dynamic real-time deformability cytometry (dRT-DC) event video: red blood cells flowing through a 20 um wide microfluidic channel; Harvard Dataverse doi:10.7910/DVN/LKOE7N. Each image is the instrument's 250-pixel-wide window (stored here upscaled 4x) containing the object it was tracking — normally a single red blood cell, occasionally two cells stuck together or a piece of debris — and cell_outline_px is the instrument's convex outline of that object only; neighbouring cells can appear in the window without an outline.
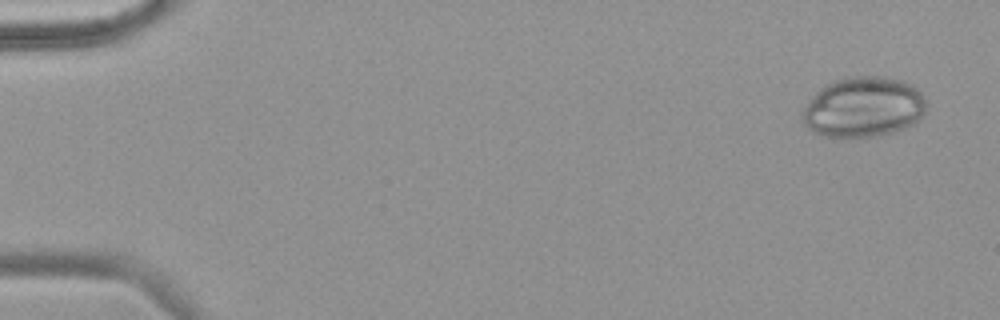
{"species": "common noctule bat (a hibernating species)", "species_latin": "Nyctalus noctula", "temperature_condition": "warm", "stored_images_in_passage": 16, "camera_frame_rate_fps": 3000, "um_per_image_px": 0.085, "animal": {"sex": "female", "body_mass_g": 18.4}, "frame": {"image": 1, "passage_image": 3, "time_ms": 0.667, "image_size_px": [1000, 320], "cell_outline_px": [[928, 104], [924, 112], [912, 124], [904, 128], [892, 132], [876, 136], [828, 136], [812, 132], [804, 124], [804, 108], [808, 100], [820, 88], [832, 80], [852, 76], [884, 76], [904, 80], [912, 84], [924, 96]], "centroid_in_image_um": [73.41, 9.07], "position_along_channel_um": 11.6, "area_um2": 43.47}}